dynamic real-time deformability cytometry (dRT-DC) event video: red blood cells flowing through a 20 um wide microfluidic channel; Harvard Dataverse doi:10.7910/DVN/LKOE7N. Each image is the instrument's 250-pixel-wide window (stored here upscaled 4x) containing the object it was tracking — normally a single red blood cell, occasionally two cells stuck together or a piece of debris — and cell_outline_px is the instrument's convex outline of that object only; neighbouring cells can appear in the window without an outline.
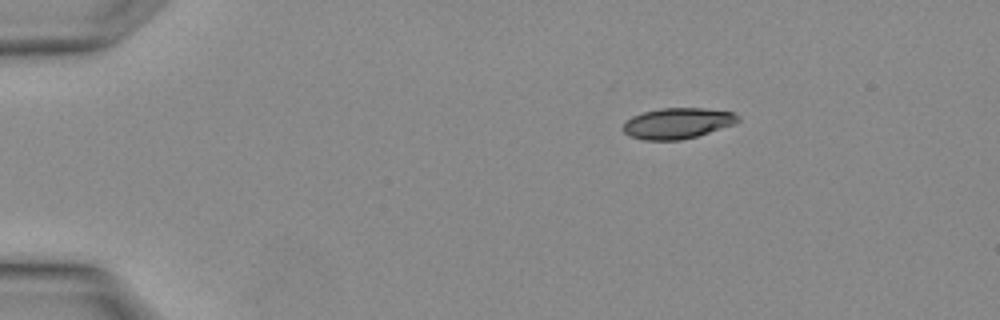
{"species": "Egyptian fruit bat (a non-hibernating species)", "species_latin": "Rousettus aegyptiacus", "temperature_condition": "warm", "stored_images_in_passage": 2, "camera_frame_rate_fps": 3000, "um_per_image_px": 0.085, "animal": {"sex": "female"}, "frame": {"image": 1, "passage_image": 1, "time_ms": 0.0, "image_size_px": [1000, 320], "cell_outline_px": [[740, 120], [736, 124], [696, 136], [680, 140], [644, 140], [628, 136], [620, 128], [624, 120], [632, 116], [644, 112], [660, 108], [704, 108], [732, 112], [740, 116]], "centroid_in_image_um": [57.55, 10.48], "position_along_channel_um": 27.5, "area_um2": 20.87}}